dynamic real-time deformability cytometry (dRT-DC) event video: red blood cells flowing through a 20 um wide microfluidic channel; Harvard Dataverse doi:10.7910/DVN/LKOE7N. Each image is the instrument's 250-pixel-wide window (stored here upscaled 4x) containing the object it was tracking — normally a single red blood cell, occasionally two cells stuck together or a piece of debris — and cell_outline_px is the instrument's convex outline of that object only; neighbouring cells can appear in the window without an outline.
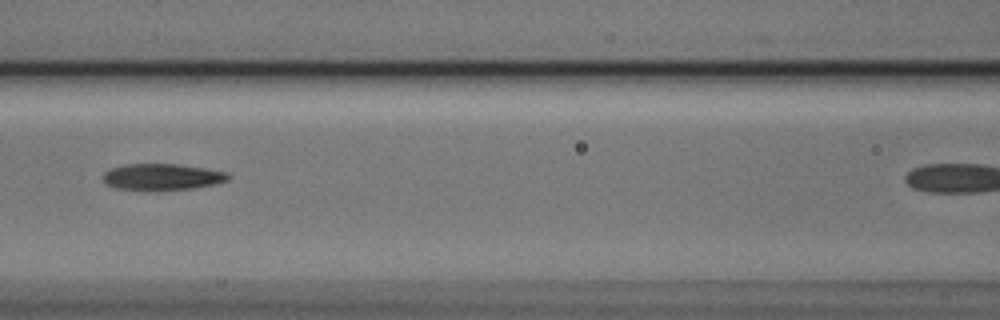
{"species": "Egyptian fruit bat (a non-hibernating species)", "species_latin": "Rousettus aegyptiacus", "temperature_condition": "cold", "stored_images_in_passage": 5, "segment_of_instrument_passage": [1, 2], "camera_frame_rate_fps": 3000, "um_per_image_px": 0.085, "animal": {"sex": "male"}, "frame": {"image": 1, "passage_image": 4, "time_ms": 1.0, "image_size_px": [1000, 320], "cell_outline_px": [[232, 176], [228, 180], [212, 184], [192, 188], [116, 188], [104, 184], [104, 172], [112, 168], [124, 164], [176, 164], [204, 168], [228, 172]], "centroid_in_image_um": [13.8, 14.99], "position_along_channel_um": 152.8, "area_um2": 18.5}}